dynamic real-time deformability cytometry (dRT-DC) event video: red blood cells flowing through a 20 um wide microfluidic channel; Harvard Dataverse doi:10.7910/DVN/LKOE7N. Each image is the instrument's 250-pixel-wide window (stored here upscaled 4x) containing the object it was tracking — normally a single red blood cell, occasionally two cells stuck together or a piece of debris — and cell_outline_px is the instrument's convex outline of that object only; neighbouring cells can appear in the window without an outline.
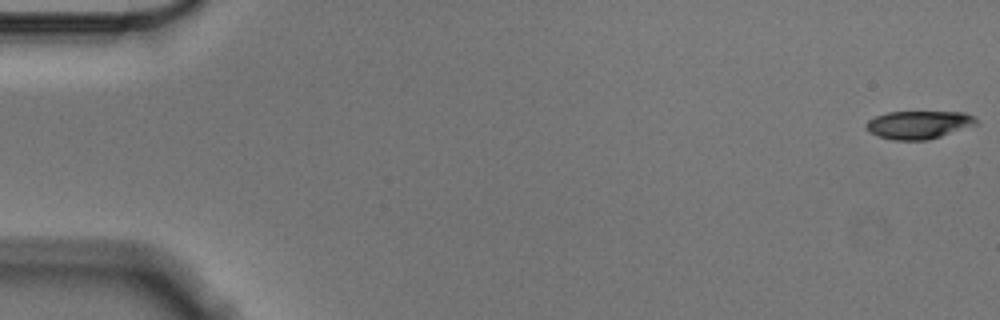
{"species": "Egyptian fruit bat (a non-hibernating species)", "species_latin": "Rousettus aegyptiacus", "temperature_condition": "cold", "stored_images_in_passage": 56, "camera_frame_rate_fps": 3000, "um_per_image_px": 0.085, "animal": {"sex": "male"}, "frame": {"image": 1, "passage_image": 1, "time_ms": 0.0, "image_size_px": [1000, 320], "cell_outline_px": [[980, 124], [928, 140], [892, 140], [868, 132], [864, 128], [864, 124], [868, 120], [876, 116], [888, 112], [964, 112], [976, 116], [980, 120]], "centroid_in_image_um": [78.13, 10.6], "position_along_channel_um": 6.9, "area_um2": 18.32}}
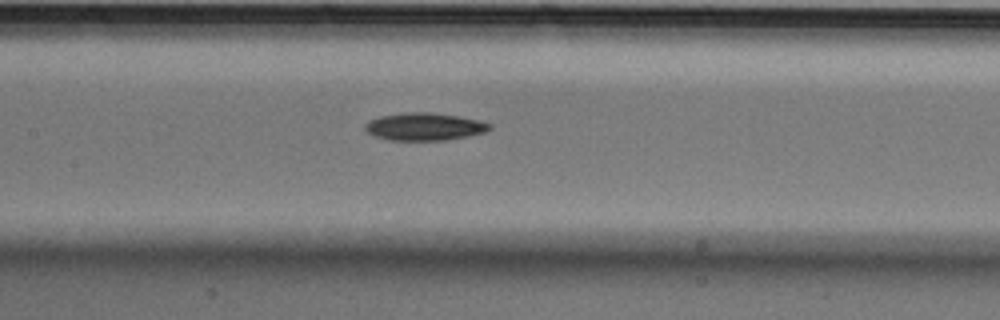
{"frame": {"image": 2, "passage_image": 27, "time_ms": 8.667, "image_size_px": [1000, 320], "cell_outline_px": [[492, 128], [484, 132], [468, 136], [444, 140], [388, 140], [376, 136], [368, 132], [364, 128], [364, 124], [368, 120], [380, 116], [404, 112], [432, 112], [460, 116], [480, 120], [492, 124]], "centroid_in_image_um": [36.08, 10.75], "position_along_channel_um": 171.3, "area_um2": 20.17}}
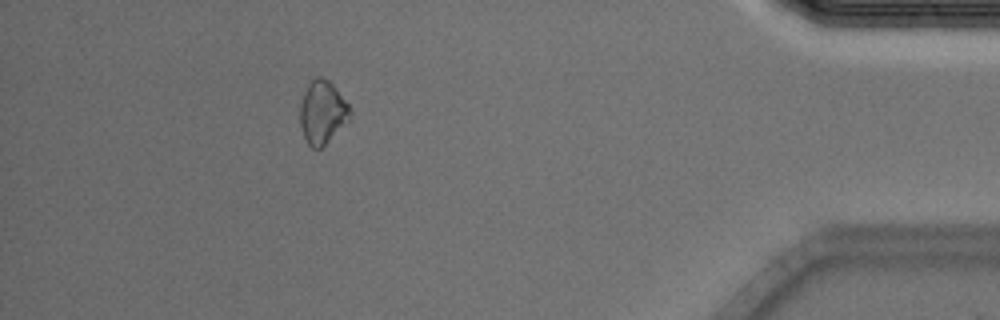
{"frame": {"image": 3, "passage_image": 51, "time_ms": 16.667, "image_size_px": [1000, 320], "cell_outline_px": [[348, 120], [320, 148], [312, 148], [308, 144], [304, 136], [300, 124], [300, 104], [304, 92], [308, 84], [316, 76], [320, 76], [328, 80], [336, 88], [348, 104]], "centroid_in_image_um": [27.36, 9.51], "position_along_channel_um": 407.8, "area_um2": 17.8}, "authors_computed_cell_mechanics": {"area_um2": 19.2474, "velocity_mm_per_s": 3.5664, "shape_relaxation_time_tau1_ms": 2.8497, "shape_relaxation_time_tau2_ms": null, "deformation_change_tau1": 0.0876, "deformation_change_tau2": null}}